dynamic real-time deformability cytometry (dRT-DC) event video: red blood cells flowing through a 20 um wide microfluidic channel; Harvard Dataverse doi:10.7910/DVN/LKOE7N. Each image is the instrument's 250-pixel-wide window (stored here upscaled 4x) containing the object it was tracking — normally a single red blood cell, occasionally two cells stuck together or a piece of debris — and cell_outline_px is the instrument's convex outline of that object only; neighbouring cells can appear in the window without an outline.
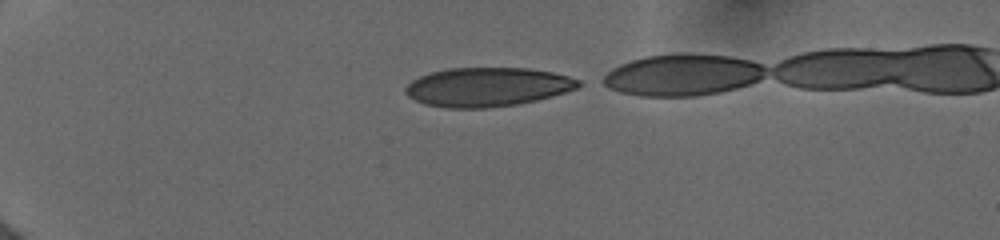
{"species": "human", "species_latin": "Homo sapiens", "temperature_condition": "cold", "stored_images_in_passage": 6, "camera_frame_rate_fps": 3000, "um_per_image_px": 0.085, "donor": {"sex": "female"}, "frame": {"image": 1, "passage_image": 1, "time_ms": 0.0, "image_size_px": [1000, 240], "cell_outline_px": [[584, 84], [576, 88], [552, 96], [536, 100], [516, 104], [484, 108], [448, 108], [424, 104], [408, 96], [404, 92], [404, 88], [412, 80], [420, 76], [432, 72], [448, 68], [528, 68], [552, 72], [568, 76], [580, 80]], "centroid_in_image_um": [41.42, 7.39], "position_along_channel_um": 43.6, "area_um2": 39.25}}